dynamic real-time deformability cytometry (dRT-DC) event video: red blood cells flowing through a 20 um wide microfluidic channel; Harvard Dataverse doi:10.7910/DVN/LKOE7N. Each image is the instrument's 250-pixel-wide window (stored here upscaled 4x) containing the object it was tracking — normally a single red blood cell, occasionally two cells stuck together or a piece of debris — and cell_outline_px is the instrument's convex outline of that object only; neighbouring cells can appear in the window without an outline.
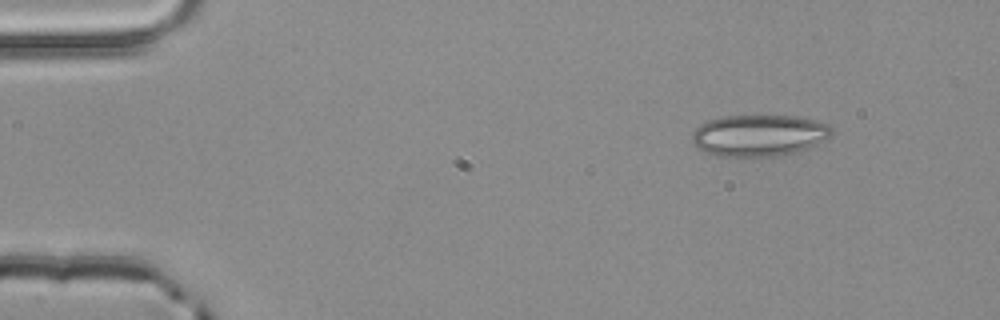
{"species": "common noctule bat (a hibernating species)", "species_latin": "Nyctalus noctula", "temperature_condition": "room temperature", "stored_images_in_passage": 3, "camera_frame_rate_fps": 3000, "um_per_image_px": 0.085, "animal": {"sex": "male", "body_mass_g": 20.4}, "frame": {"image": 1, "passage_image": 1, "time_ms": 0.0, "image_size_px": [1000, 320], "cell_outline_px": [[836, 132], [808, 148], [796, 152], [760, 160], [740, 160], [720, 156], [704, 152], [696, 148], [692, 144], [692, 132], [700, 124], [708, 120], [724, 116], [796, 116], [828, 124]], "centroid_in_image_um": [64.45, 11.57], "position_along_channel_um": 20.5, "area_um2": 34.97}}
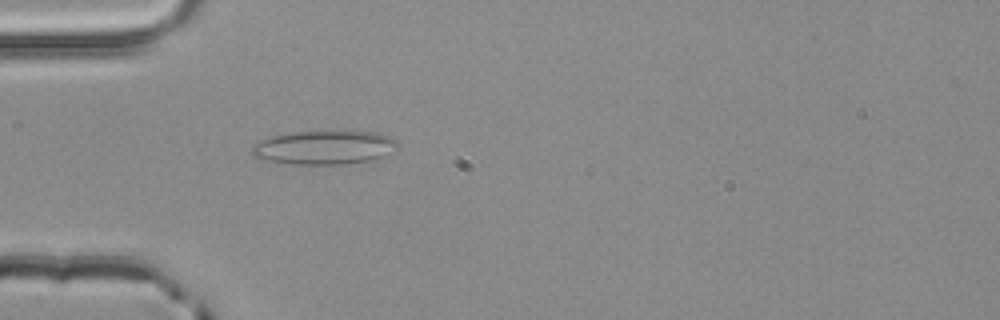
{"frame": {"image": 2, "passage_image": 3, "time_ms": 0.667, "image_size_px": [1000, 320], "cell_outline_px": [[400, 148], [396, 152], [368, 160], [344, 164], [292, 164], [264, 160], [252, 156], [252, 144], [260, 140], [272, 136], [292, 132], [336, 128], [376, 132], [388, 136], [396, 140], [400, 144]], "centroid_in_image_um": [27.61, 12.48], "position_along_channel_um": 57.4, "area_um2": 29.94}}